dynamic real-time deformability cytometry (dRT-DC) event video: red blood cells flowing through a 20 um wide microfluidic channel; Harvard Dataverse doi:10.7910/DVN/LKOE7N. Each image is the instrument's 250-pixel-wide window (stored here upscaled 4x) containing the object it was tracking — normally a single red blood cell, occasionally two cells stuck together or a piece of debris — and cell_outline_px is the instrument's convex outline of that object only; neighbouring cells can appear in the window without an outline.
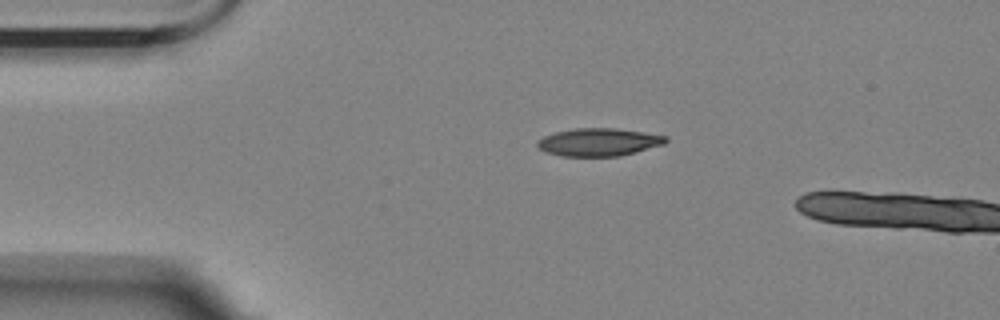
{"species": "Egyptian fruit bat (a non-hibernating species)", "species_latin": "Rousettus aegyptiacus", "temperature_condition": "room temperature", "stored_images_in_passage": 2, "camera_frame_rate_fps": 3000, "um_per_image_px": 0.085, "animal": {"sex": "female"}, "frame": {"image": 1, "passage_image": 1, "time_ms": 0.0, "image_size_px": [1000, 320], "cell_outline_px": [[668, 140], [664, 144], [636, 152], [620, 156], [560, 156], [548, 152], [540, 148], [536, 144], [536, 140], [544, 136], [556, 132], [576, 128], [612, 128], [668, 136]], "centroid_in_image_um": [50.89, 12.08], "position_along_channel_um": 34.1, "area_um2": 20.63}}